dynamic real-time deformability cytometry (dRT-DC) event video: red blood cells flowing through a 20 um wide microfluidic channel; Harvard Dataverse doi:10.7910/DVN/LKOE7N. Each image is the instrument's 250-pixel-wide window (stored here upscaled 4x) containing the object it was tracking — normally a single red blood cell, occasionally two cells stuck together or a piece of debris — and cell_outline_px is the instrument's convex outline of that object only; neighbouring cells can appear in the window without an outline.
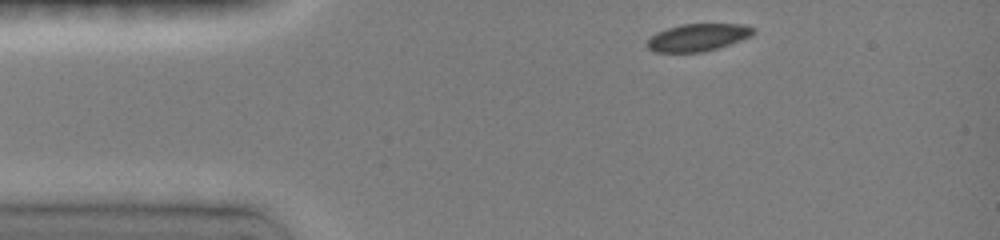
{"species": "common noctule bat (a hibernating species)", "species_latin": "Nyctalus noctula", "temperature_condition": "room temperature", "stored_images_in_passage": 36, "camera_frame_rate_fps": 3000, "um_per_image_px": 0.085, "animal": {"sex": "female", "body_mass_g": 19.0, "forearm_length_mm": 51.5}, "frame": {"image": 1, "passage_image": 1, "time_ms": 0.0, "image_size_px": [1000, 240], "cell_outline_px": [[756, 32], [752, 36], [716, 48], [700, 52], [656, 52], [648, 48], [648, 40], [656, 32], [680, 24], [744, 24], [756, 28]], "centroid_in_image_um": [59.35, 3.16], "position_along_channel_um": 25.6, "area_um2": 16.82}}
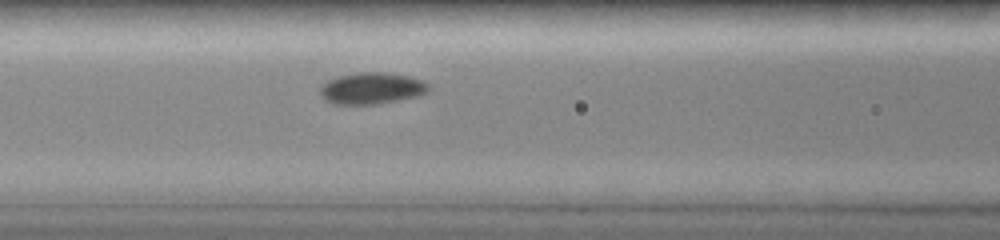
{"frame": {"image": 2, "passage_image": 13, "time_ms": 4.0, "image_size_px": [1000, 240], "cell_outline_px": [[428, 92], [416, 96], [376, 104], [336, 104], [324, 100], [320, 92], [320, 88], [328, 80], [340, 76], [360, 72], [384, 72], [408, 76], [420, 80], [428, 84]], "centroid_in_image_um": [31.57, 7.5], "position_along_channel_um": 135.0, "area_um2": 19.59}}
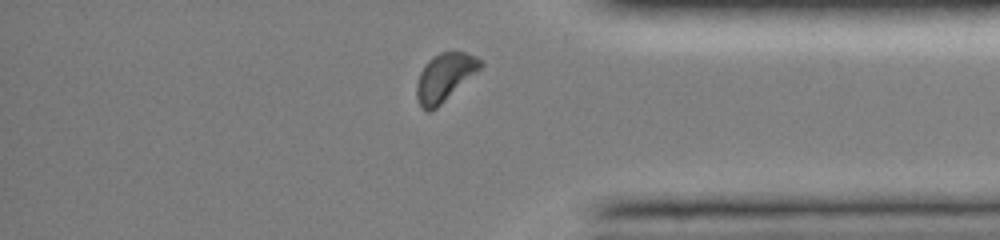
{"frame": {"image": 3, "passage_image": 33, "time_ms": 10.667, "image_size_px": [1000, 240], "cell_outline_px": [[484, 64], [476, 72], [436, 108], [428, 112], [420, 108], [416, 96], [416, 84], [420, 72], [424, 64], [432, 56], [440, 52], [464, 52], [484, 60]], "centroid_in_image_um": [37.76, 6.56], "position_along_channel_um": 397.4, "area_um2": 17.69}, "authors_computed_cell_mechanics": {"area_um2": 17.9469, "velocity_mm_per_s": 4.0051, "shape_relaxation_time_tau1_ms": 2.1862, "shape_relaxation_time_tau2_ms": null, "deformation_change_tau1": 0.0762, "deformation_change_tau2": null}}